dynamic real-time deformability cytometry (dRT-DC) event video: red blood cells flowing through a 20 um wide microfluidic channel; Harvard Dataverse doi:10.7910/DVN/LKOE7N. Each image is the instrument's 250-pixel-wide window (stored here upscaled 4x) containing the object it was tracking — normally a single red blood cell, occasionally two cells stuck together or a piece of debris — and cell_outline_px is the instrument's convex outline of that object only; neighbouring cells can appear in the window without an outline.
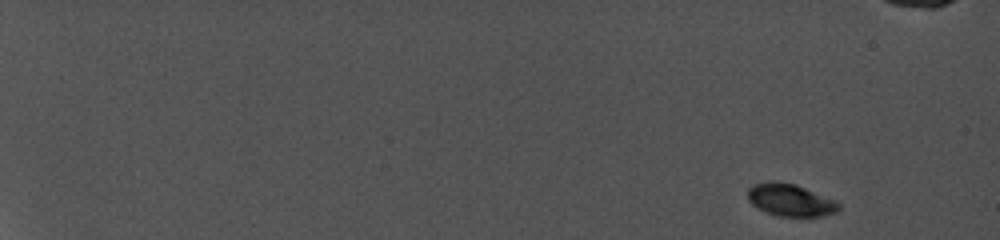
{"species": "common noctule bat (a hibernating species)", "species_latin": "Nyctalus noctula", "temperature_condition": "cold", "stored_images_in_passage": 52, "camera_frame_rate_fps": 5000, "um_per_image_px": 0.085, "animal": {"sex": "female", "body_mass_g": 19.0, "forearm_length_mm": 56.7}, "frame": {"image": 1, "passage_image": 1, "time_ms": 0.0, "image_size_px": [1000, 240], "cell_outline_px": [[840, 208], [836, 212], [824, 216], [780, 216], [756, 208], [748, 200], [748, 188], [752, 184], [772, 180], [796, 184], [836, 200], [840, 204]], "centroid_in_image_um": [67.18, 16.99], "position_along_channel_um": 17.8, "area_um2": 17.28}}
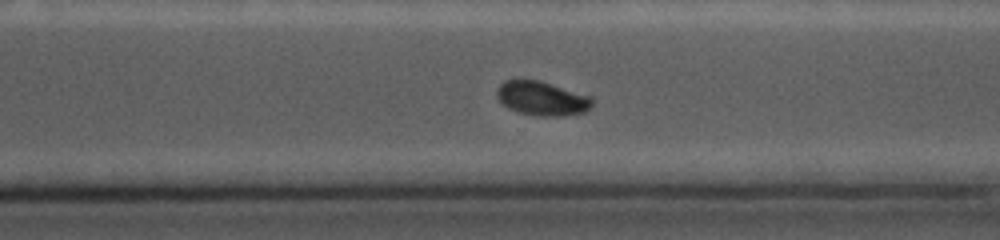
{"frame": {"image": 2, "passage_image": 39, "time_ms": 14.0, "image_size_px": [1000, 240], "cell_outline_px": [[592, 104], [584, 112], [560, 116], [540, 116], [520, 112], [508, 108], [496, 96], [496, 92], [500, 84], [504, 80], [540, 80], [592, 96]], "centroid_in_image_um": [46.07, 8.35], "position_along_channel_um": 324.5, "area_um2": 18.84}}
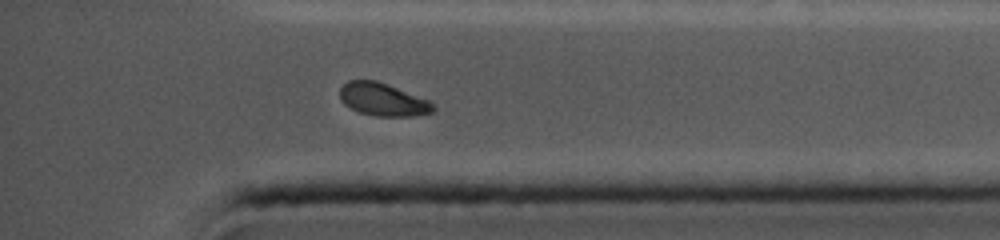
{"frame": {"image": 3, "passage_image": 48, "time_ms": 16.0, "image_size_px": [1000, 240], "cell_outline_px": [[436, 108], [432, 112], [416, 116], [376, 116], [360, 112], [344, 104], [340, 96], [340, 88], [348, 80], [376, 80], [432, 100]], "centroid_in_image_um": [32.6, 8.45], "position_along_channel_um": 402.6, "area_um2": 17.98}, "authors_computed_cell_mechanics": {"area_um2": 18.8139, "velocity_mm_per_s": 3.8334, "shape_relaxation_time_tau1_ms": 2.2217, "shape_relaxation_time_tau2_ms": null, "deformation_change_tau1": 0.0952, "deformation_change_tau2": null}}